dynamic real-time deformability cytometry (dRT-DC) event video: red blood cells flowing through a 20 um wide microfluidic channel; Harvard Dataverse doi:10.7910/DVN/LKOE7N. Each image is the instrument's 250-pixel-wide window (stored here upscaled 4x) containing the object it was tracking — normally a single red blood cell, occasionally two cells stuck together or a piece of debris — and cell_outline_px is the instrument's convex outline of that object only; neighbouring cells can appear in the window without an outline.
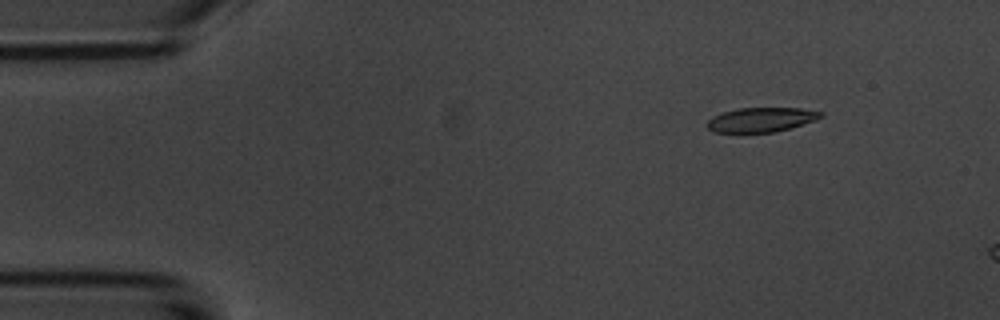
{"species": "common noctule bat (a hibernating species)", "species_latin": "Nyctalus noctula", "temperature_condition": "room temperature", "stored_images_in_passage": 4, "camera_frame_rate_fps": 3000, "um_per_image_px": 0.085, "animal": {"sex": "male", "body_mass_g": 20.1, "forearm_length_mm": 53.5}, "frame": {"image": 1, "passage_image": 1, "time_ms": 0.0, "image_size_px": [1000, 320], "cell_outline_px": [[824, 116], [816, 120], [788, 128], [772, 132], [716, 132], [708, 128], [704, 124], [712, 116], [724, 112], [740, 108], [800, 108], [824, 112]], "centroid_in_image_um": [64.7, 10.16], "position_along_channel_um": 20.3, "area_um2": 16.07}}